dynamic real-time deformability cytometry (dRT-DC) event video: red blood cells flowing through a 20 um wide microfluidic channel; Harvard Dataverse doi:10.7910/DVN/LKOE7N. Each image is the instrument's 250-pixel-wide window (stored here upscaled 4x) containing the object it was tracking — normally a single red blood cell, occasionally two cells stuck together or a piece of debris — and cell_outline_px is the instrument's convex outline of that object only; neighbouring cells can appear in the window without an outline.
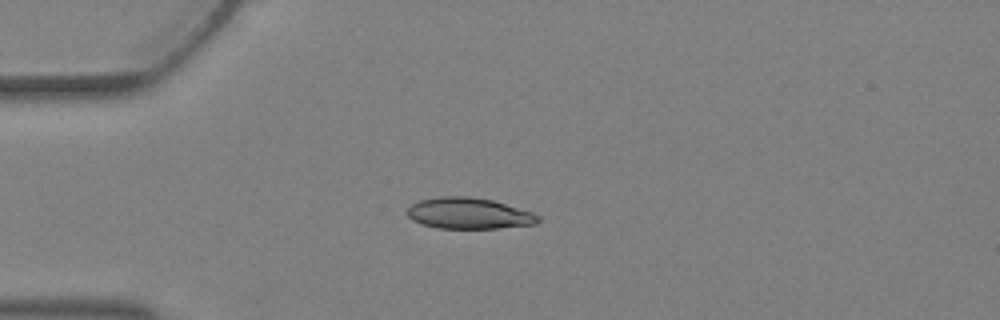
{"species": "Egyptian fruit bat (a non-hibernating species)", "species_latin": "Rousettus aegyptiacus", "temperature_condition": "warm", "stored_images_in_passage": 4, "camera_frame_rate_fps": 3000, "um_per_image_px": 0.085, "animal": {"sex": "female"}, "frame": {"image": 1, "passage_image": 3, "time_ms": 0.667, "image_size_px": [1000, 320], "cell_outline_px": [[540, 220], [536, 224], [496, 228], [436, 228], [420, 224], [412, 220], [408, 216], [408, 208], [412, 204], [420, 200], [436, 196], [468, 196], [492, 200], [532, 212], [540, 216]], "centroid_in_image_um": [39.83, 18.13], "position_along_channel_um": 45.2, "area_um2": 23.76}}